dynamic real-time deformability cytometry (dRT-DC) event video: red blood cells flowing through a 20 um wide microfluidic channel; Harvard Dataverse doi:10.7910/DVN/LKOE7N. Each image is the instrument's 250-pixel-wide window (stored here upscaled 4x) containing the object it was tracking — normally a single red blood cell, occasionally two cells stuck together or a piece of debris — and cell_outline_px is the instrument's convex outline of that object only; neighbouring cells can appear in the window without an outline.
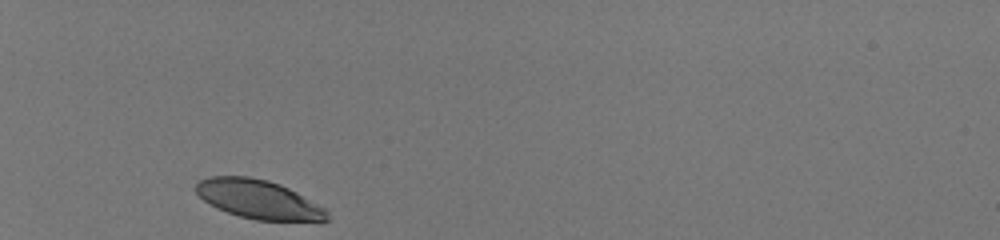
{"species": "human", "species_latin": "Homo sapiens", "temperature_condition": "room temperature", "stored_images_in_passage": 30, "camera_frame_rate_fps": 3000, "um_per_image_px": 0.085, "donor": {"sex": "male"}, "frame": {"image": 1, "passage_image": 1, "time_ms": 0.0, "image_size_px": [1000, 240], "cell_outline_px": [[328, 220], [320, 224], [256, 220], [240, 216], [228, 212], [204, 200], [196, 192], [196, 184], [200, 180], [208, 176], [248, 176], [268, 180], [280, 184], [296, 192], [324, 208], [328, 212]], "centroid_in_image_um": [22.08, 16.99], "position_along_channel_um": 62.9, "area_um2": 30.11}}
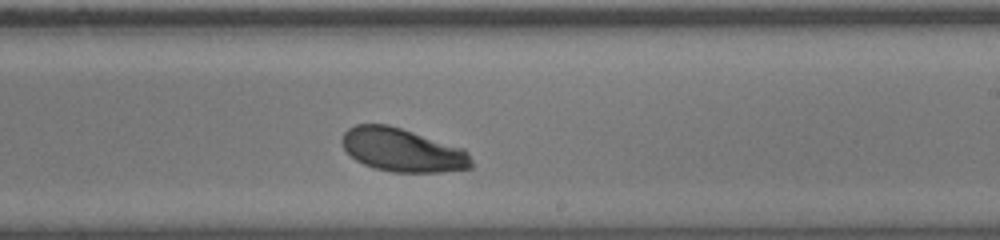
{"frame": {"image": 2, "passage_image": 18, "time_ms": 5.667, "image_size_px": [1000, 240], "cell_outline_px": [[472, 168], [440, 172], [392, 172], [376, 168], [364, 164], [356, 160], [344, 148], [340, 140], [344, 132], [348, 128], [356, 124], [388, 124], [464, 148], [468, 152], [472, 160]], "centroid_in_image_um": [34.21, 12.75], "position_along_channel_um": 254.8, "area_um2": 32.71}}
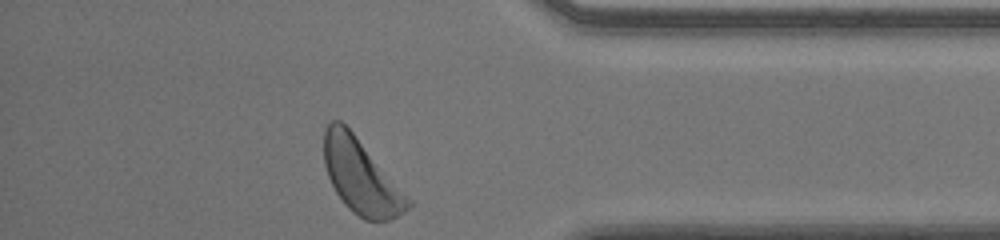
{"frame": {"image": 3, "passage_image": 30, "time_ms": 9.667, "image_size_px": [1000, 240], "cell_outline_px": [[412, 204], [404, 212], [388, 220], [364, 220], [352, 212], [344, 204], [336, 192], [328, 176], [324, 164], [324, 128], [332, 120], [340, 120], [352, 132], [412, 200]], "centroid_in_image_um": [30.67, 15.02], "position_along_channel_um": 404.5, "area_um2": 35.89}, "authors_computed_cell_mechanics": {"area_um2": 32.7726, "velocity_mm_per_s": 3.9733, "shape_relaxation_time_tau1_ms": 2.8396, "shape_relaxation_time_tau2_ms": null, "deformation_change_tau1": 0.1526, "deformation_change_tau2": null}}